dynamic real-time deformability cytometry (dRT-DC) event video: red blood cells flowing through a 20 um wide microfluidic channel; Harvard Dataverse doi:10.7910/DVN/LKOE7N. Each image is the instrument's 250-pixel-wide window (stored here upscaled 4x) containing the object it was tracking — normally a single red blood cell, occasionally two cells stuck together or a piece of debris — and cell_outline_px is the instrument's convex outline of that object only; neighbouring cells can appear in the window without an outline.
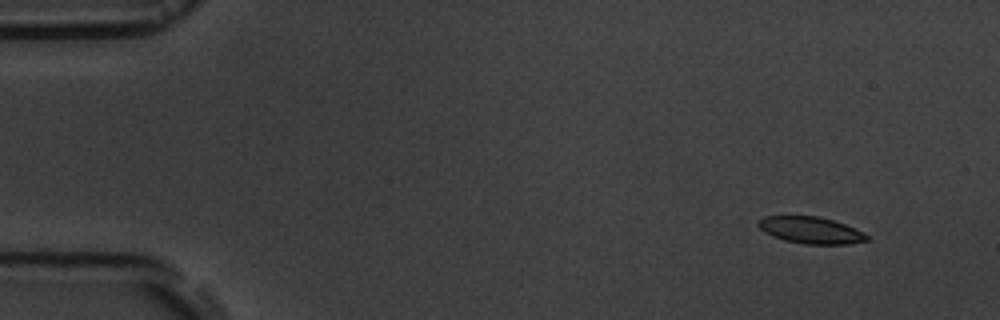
{"species": "common noctule bat (a hibernating species)", "species_latin": "Nyctalus noctula", "temperature_condition": "room temperature", "stored_images_in_passage": 6, "camera_frame_rate_fps": 3000, "um_per_image_px": 0.085, "animal": {"sex": "male", "body_mass_g": 19.5, "forearm_length_mm": 54.6}, "frame": {"image": 1, "passage_image": 2, "time_ms": 1.333, "image_size_px": [1000, 320], "cell_outline_px": [[868, 240], [848, 244], [804, 244], [784, 240], [772, 236], [764, 232], [756, 224], [756, 220], [764, 216], [816, 216], [832, 220], [844, 224], [864, 232], [868, 236]], "centroid_in_image_um": [68.87, 19.56], "position_along_channel_um": 16.1, "area_um2": 16.94}}
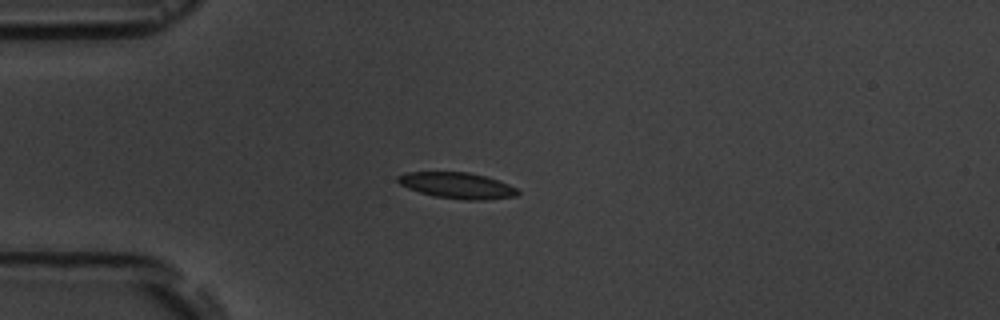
{"frame": {"image": 2, "passage_image": 5, "time_ms": 4.667, "image_size_px": [1000, 320], "cell_outline_px": [[520, 192], [516, 196], [484, 200], [464, 200], [432, 196], [408, 188], [400, 184], [396, 180], [396, 176], [404, 172], [468, 172], [484, 176], [508, 184], [516, 188]], "centroid_in_image_um": [38.82, 15.77], "position_along_channel_um": 46.2, "area_um2": 18.21}}